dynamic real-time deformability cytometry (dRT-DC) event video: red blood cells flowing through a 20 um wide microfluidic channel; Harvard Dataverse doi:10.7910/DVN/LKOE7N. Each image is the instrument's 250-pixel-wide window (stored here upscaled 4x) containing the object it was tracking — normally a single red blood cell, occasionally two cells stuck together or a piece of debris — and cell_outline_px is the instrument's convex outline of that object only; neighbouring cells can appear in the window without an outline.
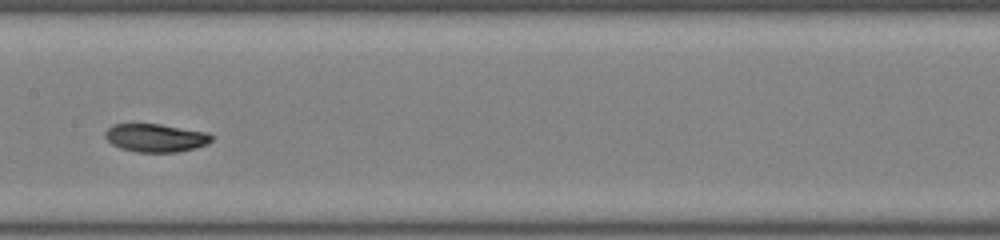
{"species": "common noctule bat (a hibernating species)", "species_latin": "Nyctalus noctula", "temperature_condition": "room temperature", "stored_images_in_passage": 44, "segment_of_instrument_passage": [2, 2], "camera_frame_rate_fps": 3000, "um_per_image_px": 0.085, "animal": {"sex": "male", "body_mass_g": 19.0, "forearm_length_mm": 50.8}, "frame": {"image": 1, "passage_image": 19, "time_ms": 6.0, "image_size_px": [1000, 240], "cell_outline_px": [[212, 140], [204, 144], [192, 148], [176, 152], [140, 152], [124, 148], [112, 144], [108, 140], [108, 128], [116, 124], [160, 124], [204, 132], [212, 136]], "centroid_in_image_um": [13.24, 11.71], "position_along_channel_um": 194.2, "area_um2": 16.7}}
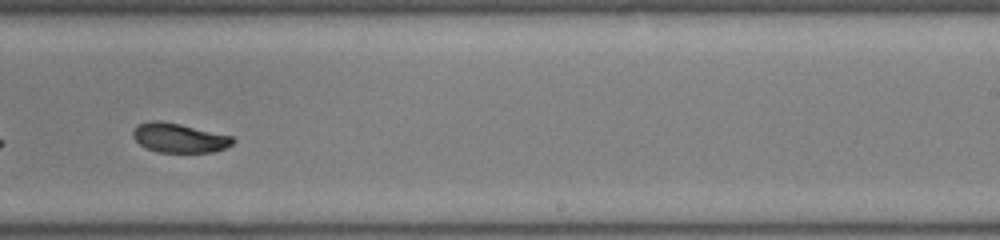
{"frame": {"image": 2, "passage_image": 25, "time_ms": 8.0, "image_size_px": [1000, 240], "cell_outline_px": [[236, 140], [232, 144], [224, 148], [212, 152], [160, 152], [148, 148], [140, 144], [136, 140], [132, 132], [140, 124], [180, 124], [232, 136]], "centroid_in_image_um": [15.33, 11.77], "position_along_channel_um": 273.7, "area_um2": 16.07}}
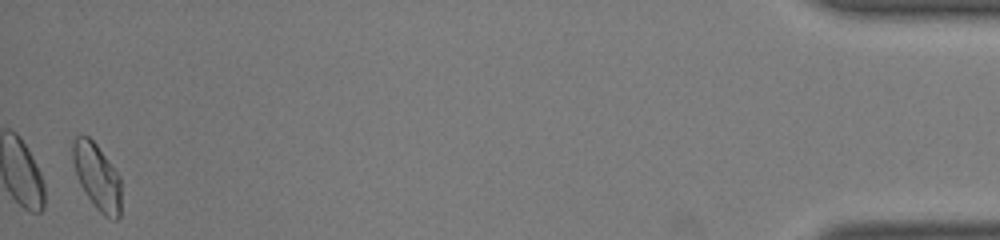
{"frame": {"image": 3, "passage_image": 43, "time_ms": 14.0, "image_size_px": [1000, 240], "cell_outline_px": [[120, 216], [116, 220], [104, 216], [96, 208], [80, 184], [76, 172], [72, 156], [72, 148], [76, 136], [88, 136], [96, 144], [120, 176]], "centroid_in_image_um": [8.26, 15.03], "position_along_channel_um": 426.9, "area_um2": 18.26}}